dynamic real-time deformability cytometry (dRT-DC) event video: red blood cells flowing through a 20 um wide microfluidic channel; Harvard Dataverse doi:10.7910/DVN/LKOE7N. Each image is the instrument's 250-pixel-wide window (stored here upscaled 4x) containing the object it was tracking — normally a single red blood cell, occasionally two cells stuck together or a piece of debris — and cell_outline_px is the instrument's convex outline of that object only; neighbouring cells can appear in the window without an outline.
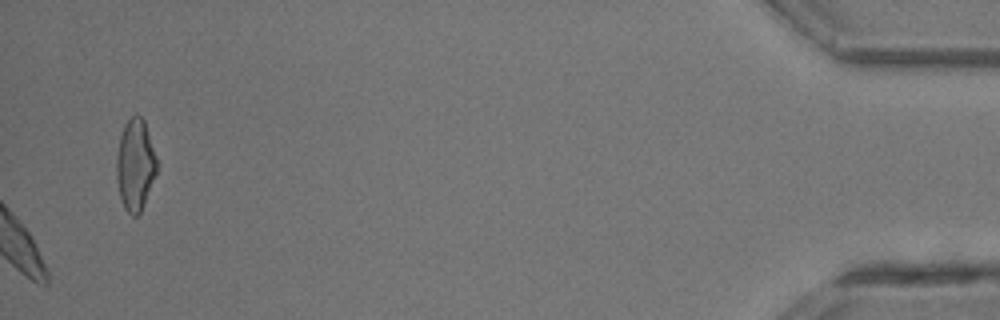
{"species": "common noctule bat (a hibernating species)", "species_latin": "Nyctalus noctula", "temperature_condition": "room temperature", "stored_images_in_passage": 35, "camera_frame_rate_fps": 3000, "um_per_image_px": 0.085, "animal": {"sex": "male", "body_mass_g": 13.3}, "frame": {"image": 1, "passage_image": 35, "time_ms": 11.333, "image_size_px": [1000, 320], "cell_outline_px": [[156, 172], [140, 212], [136, 216], [132, 216], [124, 208], [120, 196], [116, 176], [116, 156], [120, 136], [124, 124], [136, 112], [144, 120], [156, 156]], "centroid_in_image_um": [11.47, 13.97], "position_along_channel_um": 423.7, "area_um2": 21.21}}